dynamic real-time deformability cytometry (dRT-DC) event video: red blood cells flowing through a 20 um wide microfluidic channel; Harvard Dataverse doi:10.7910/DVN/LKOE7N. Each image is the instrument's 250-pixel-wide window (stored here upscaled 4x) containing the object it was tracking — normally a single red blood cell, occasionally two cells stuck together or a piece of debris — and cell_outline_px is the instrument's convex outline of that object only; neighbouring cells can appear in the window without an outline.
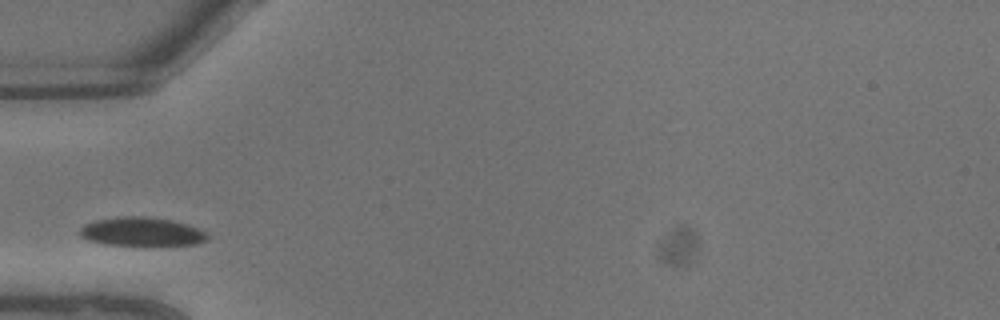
{"species": "common noctule bat (a hibernating species)", "species_latin": "Nyctalus noctula", "temperature_condition": "warm", "stored_images_in_passage": 3, "camera_frame_rate_fps": 3000, "um_per_image_px": 0.085, "animal": {"sex": "male", "body_mass_g": 13.3}, "frame": {"image": 1, "passage_image": 1, "time_ms": 0.0, "image_size_px": [1000, 320], "cell_outline_px": [[208, 240], [196, 244], [148, 248], [144, 248], [104, 244], [88, 240], [80, 236], [80, 228], [84, 224], [96, 220], [124, 216], [144, 216], [172, 220], [188, 224], [208, 232]], "centroid_in_image_um": [12.1, 19.75], "position_along_channel_um": 72.9, "area_um2": 22.48}}
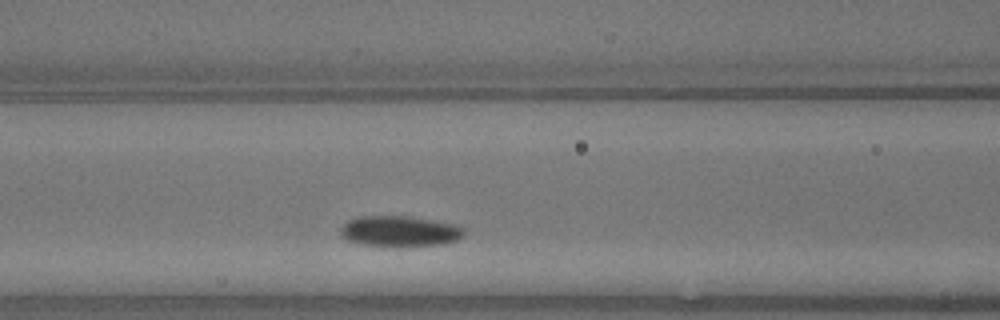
{"frame": {"image": 2, "passage_image": 3, "time_ms": 0.667, "image_size_px": [1000, 320], "cell_outline_px": [[464, 236], [456, 240], [440, 244], [364, 244], [348, 240], [340, 236], [340, 228], [348, 220], [360, 216], [408, 216], [456, 224], [464, 228]], "centroid_in_image_um": [33.97, 19.61], "position_along_channel_um": 132.6, "area_um2": 21.33}}